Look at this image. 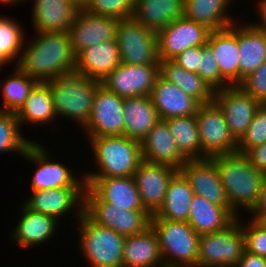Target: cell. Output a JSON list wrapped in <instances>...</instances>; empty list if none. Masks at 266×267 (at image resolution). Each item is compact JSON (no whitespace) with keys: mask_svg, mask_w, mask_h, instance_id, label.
<instances>
[{"mask_svg":"<svg viewBox=\"0 0 266 267\" xmlns=\"http://www.w3.org/2000/svg\"><path fill=\"white\" fill-rule=\"evenodd\" d=\"M123 103L124 98L100 84L94 95L90 119L83 127L87 138L124 135Z\"/></svg>","mask_w":266,"mask_h":267,"instance_id":"7c38bea8","label":"cell"},{"mask_svg":"<svg viewBox=\"0 0 266 267\" xmlns=\"http://www.w3.org/2000/svg\"><path fill=\"white\" fill-rule=\"evenodd\" d=\"M159 75L179 86L200 104L213 102L214 91L211 87L197 73L187 71L173 60L159 62Z\"/></svg>","mask_w":266,"mask_h":267,"instance_id":"d6a6232c","label":"cell"},{"mask_svg":"<svg viewBox=\"0 0 266 267\" xmlns=\"http://www.w3.org/2000/svg\"><path fill=\"white\" fill-rule=\"evenodd\" d=\"M135 0H87L85 8L88 12L118 20L133 16Z\"/></svg>","mask_w":266,"mask_h":267,"instance_id":"ab89813d","label":"cell"},{"mask_svg":"<svg viewBox=\"0 0 266 267\" xmlns=\"http://www.w3.org/2000/svg\"><path fill=\"white\" fill-rule=\"evenodd\" d=\"M72 1L75 5H77L80 9L85 8V5L87 3V0H70Z\"/></svg>","mask_w":266,"mask_h":267,"instance_id":"816d5d0a","label":"cell"},{"mask_svg":"<svg viewBox=\"0 0 266 267\" xmlns=\"http://www.w3.org/2000/svg\"><path fill=\"white\" fill-rule=\"evenodd\" d=\"M197 74L211 87L213 91L231 86L221 75L212 49L202 45V55Z\"/></svg>","mask_w":266,"mask_h":267,"instance_id":"b9f144b4","label":"cell"},{"mask_svg":"<svg viewBox=\"0 0 266 267\" xmlns=\"http://www.w3.org/2000/svg\"><path fill=\"white\" fill-rule=\"evenodd\" d=\"M16 113L0 111V154L17 152L22 156L33 142L21 134Z\"/></svg>","mask_w":266,"mask_h":267,"instance_id":"f35d334b","label":"cell"},{"mask_svg":"<svg viewBox=\"0 0 266 267\" xmlns=\"http://www.w3.org/2000/svg\"><path fill=\"white\" fill-rule=\"evenodd\" d=\"M184 0H135L133 18L156 33L183 17Z\"/></svg>","mask_w":266,"mask_h":267,"instance_id":"4dcf8cb0","label":"cell"},{"mask_svg":"<svg viewBox=\"0 0 266 267\" xmlns=\"http://www.w3.org/2000/svg\"><path fill=\"white\" fill-rule=\"evenodd\" d=\"M207 45L212 49L220 75L231 85L239 84L238 24L211 30Z\"/></svg>","mask_w":266,"mask_h":267,"instance_id":"44dd1931","label":"cell"},{"mask_svg":"<svg viewBox=\"0 0 266 267\" xmlns=\"http://www.w3.org/2000/svg\"><path fill=\"white\" fill-rule=\"evenodd\" d=\"M257 11H258V14L261 16L259 17L261 22H251L250 24L252 26H254L255 28H258L262 31H265L266 32V0H258V3H257Z\"/></svg>","mask_w":266,"mask_h":267,"instance_id":"681fc988","label":"cell"},{"mask_svg":"<svg viewBox=\"0 0 266 267\" xmlns=\"http://www.w3.org/2000/svg\"><path fill=\"white\" fill-rule=\"evenodd\" d=\"M266 142V107L262 104L256 111L246 133L238 142L237 152L246 154L251 148Z\"/></svg>","mask_w":266,"mask_h":267,"instance_id":"60d3db41","label":"cell"},{"mask_svg":"<svg viewBox=\"0 0 266 267\" xmlns=\"http://www.w3.org/2000/svg\"><path fill=\"white\" fill-rule=\"evenodd\" d=\"M232 0H184L183 16L206 25L210 30L230 27L236 22L226 12Z\"/></svg>","mask_w":266,"mask_h":267,"instance_id":"836d02e7","label":"cell"},{"mask_svg":"<svg viewBox=\"0 0 266 267\" xmlns=\"http://www.w3.org/2000/svg\"><path fill=\"white\" fill-rule=\"evenodd\" d=\"M121 63L159 64L157 34L133 17L119 20L116 27Z\"/></svg>","mask_w":266,"mask_h":267,"instance_id":"9c48e42d","label":"cell"},{"mask_svg":"<svg viewBox=\"0 0 266 267\" xmlns=\"http://www.w3.org/2000/svg\"><path fill=\"white\" fill-rule=\"evenodd\" d=\"M118 21L80 9L68 31L74 55L93 45L116 39Z\"/></svg>","mask_w":266,"mask_h":267,"instance_id":"e0dca14e","label":"cell"},{"mask_svg":"<svg viewBox=\"0 0 266 267\" xmlns=\"http://www.w3.org/2000/svg\"><path fill=\"white\" fill-rule=\"evenodd\" d=\"M239 83L266 61V32L250 23L238 25Z\"/></svg>","mask_w":266,"mask_h":267,"instance_id":"f1b7e54d","label":"cell"},{"mask_svg":"<svg viewBox=\"0 0 266 267\" xmlns=\"http://www.w3.org/2000/svg\"><path fill=\"white\" fill-rule=\"evenodd\" d=\"M250 213H266V173L263 174L258 200Z\"/></svg>","mask_w":266,"mask_h":267,"instance_id":"c3c4849f","label":"cell"},{"mask_svg":"<svg viewBox=\"0 0 266 267\" xmlns=\"http://www.w3.org/2000/svg\"><path fill=\"white\" fill-rule=\"evenodd\" d=\"M239 216L232 207H222L194 195L188 223L198 235H203L223 230Z\"/></svg>","mask_w":266,"mask_h":267,"instance_id":"4316f807","label":"cell"},{"mask_svg":"<svg viewBox=\"0 0 266 267\" xmlns=\"http://www.w3.org/2000/svg\"><path fill=\"white\" fill-rule=\"evenodd\" d=\"M123 266L164 267L158 236L152 226L142 233L126 236Z\"/></svg>","mask_w":266,"mask_h":267,"instance_id":"83f0119b","label":"cell"},{"mask_svg":"<svg viewBox=\"0 0 266 267\" xmlns=\"http://www.w3.org/2000/svg\"><path fill=\"white\" fill-rule=\"evenodd\" d=\"M245 251V236L237 217L223 230L200 235L197 267H235Z\"/></svg>","mask_w":266,"mask_h":267,"instance_id":"52a82bcc","label":"cell"},{"mask_svg":"<svg viewBox=\"0 0 266 267\" xmlns=\"http://www.w3.org/2000/svg\"><path fill=\"white\" fill-rule=\"evenodd\" d=\"M86 186L103 202L123 210H145L133 176L84 177Z\"/></svg>","mask_w":266,"mask_h":267,"instance_id":"ffe728a7","label":"cell"},{"mask_svg":"<svg viewBox=\"0 0 266 267\" xmlns=\"http://www.w3.org/2000/svg\"><path fill=\"white\" fill-rule=\"evenodd\" d=\"M98 171L83 174L84 177L134 176L142 159L141 143L125 135L88 138Z\"/></svg>","mask_w":266,"mask_h":267,"instance_id":"277c9868","label":"cell"},{"mask_svg":"<svg viewBox=\"0 0 266 267\" xmlns=\"http://www.w3.org/2000/svg\"><path fill=\"white\" fill-rule=\"evenodd\" d=\"M179 152L187 159H201V144L195 115L165 119Z\"/></svg>","mask_w":266,"mask_h":267,"instance_id":"d590c367","label":"cell"},{"mask_svg":"<svg viewBox=\"0 0 266 267\" xmlns=\"http://www.w3.org/2000/svg\"><path fill=\"white\" fill-rule=\"evenodd\" d=\"M235 267H266V258L245 251Z\"/></svg>","mask_w":266,"mask_h":267,"instance_id":"7dc6e473","label":"cell"},{"mask_svg":"<svg viewBox=\"0 0 266 267\" xmlns=\"http://www.w3.org/2000/svg\"><path fill=\"white\" fill-rule=\"evenodd\" d=\"M262 105L266 107V100L262 103Z\"/></svg>","mask_w":266,"mask_h":267,"instance_id":"11a10c76","label":"cell"},{"mask_svg":"<svg viewBox=\"0 0 266 267\" xmlns=\"http://www.w3.org/2000/svg\"><path fill=\"white\" fill-rule=\"evenodd\" d=\"M194 195L189 181L178 171L170 180L164 202L154 216L170 221L188 222Z\"/></svg>","mask_w":266,"mask_h":267,"instance_id":"1f68e13d","label":"cell"},{"mask_svg":"<svg viewBox=\"0 0 266 267\" xmlns=\"http://www.w3.org/2000/svg\"><path fill=\"white\" fill-rule=\"evenodd\" d=\"M16 116L20 127L23 124L48 125V123L56 121L52 93L45 82H39L33 88Z\"/></svg>","mask_w":266,"mask_h":267,"instance_id":"e575fe53","label":"cell"},{"mask_svg":"<svg viewBox=\"0 0 266 267\" xmlns=\"http://www.w3.org/2000/svg\"><path fill=\"white\" fill-rule=\"evenodd\" d=\"M36 32H68L80 8L70 0H33Z\"/></svg>","mask_w":266,"mask_h":267,"instance_id":"cb8c5ba5","label":"cell"},{"mask_svg":"<svg viewBox=\"0 0 266 267\" xmlns=\"http://www.w3.org/2000/svg\"><path fill=\"white\" fill-rule=\"evenodd\" d=\"M189 181L195 195L222 207H231L211 158L187 160L179 170Z\"/></svg>","mask_w":266,"mask_h":267,"instance_id":"d6986e66","label":"cell"},{"mask_svg":"<svg viewBox=\"0 0 266 267\" xmlns=\"http://www.w3.org/2000/svg\"><path fill=\"white\" fill-rule=\"evenodd\" d=\"M176 168L142 160L134 172V179L144 209L154 215L164 202L168 184L178 172Z\"/></svg>","mask_w":266,"mask_h":267,"instance_id":"ac0fdd59","label":"cell"},{"mask_svg":"<svg viewBox=\"0 0 266 267\" xmlns=\"http://www.w3.org/2000/svg\"><path fill=\"white\" fill-rule=\"evenodd\" d=\"M24 46L17 67L38 82H47L60 72L75 67L68 32H35Z\"/></svg>","mask_w":266,"mask_h":267,"instance_id":"6da1fadb","label":"cell"},{"mask_svg":"<svg viewBox=\"0 0 266 267\" xmlns=\"http://www.w3.org/2000/svg\"><path fill=\"white\" fill-rule=\"evenodd\" d=\"M201 55L202 46H195L186 49L172 60L187 71L197 73Z\"/></svg>","mask_w":266,"mask_h":267,"instance_id":"f6af8a7d","label":"cell"},{"mask_svg":"<svg viewBox=\"0 0 266 267\" xmlns=\"http://www.w3.org/2000/svg\"><path fill=\"white\" fill-rule=\"evenodd\" d=\"M17 2H20V1L19 0H0V3L5 4V5H8V4L12 5L13 3L18 4Z\"/></svg>","mask_w":266,"mask_h":267,"instance_id":"f5cc1de1","label":"cell"},{"mask_svg":"<svg viewBox=\"0 0 266 267\" xmlns=\"http://www.w3.org/2000/svg\"><path fill=\"white\" fill-rule=\"evenodd\" d=\"M79 249L90 267H123L126 236L92 222L84 213L77 221Z\"/></svg>","mask_w":266,"mask_h":267,"instance_id":"8992f818","label":"cell"},{"mask_svg":"<svg viewBox=\"0 0 266 267\" xmlns=\"http://www.w3.org/2000/svg\"><path fill=\"white\" fill-rule=\"evenodd\" d=\"M85 188L63 187L32 191L24 204L32 211L52 216L58 221L73 211L78 220L83 214Z\"/></svg>","mask_w":266,"mask_h":267,"instance_id":"2e32d148","label":"cell"},{"mask_svg":"<svg viewBox=\"0 0 266 267\" xmlns=\"http://www.w3.org/2000/svg\"><path fill=\"white\" fill-rule=\"evenodd\" d=\"M140 143L142 159L147 162L169 165L180 170L187 161L179 152L165 120L160 119Z\"/></svg>","mask_w":266,"mask_h":267,"instance_id":"7402d4cb","label":"cell"},{"mask_svg":"<svg viewBox=\"0 0 266 267\" xmlns=\"http://www.w3.org/2000/svg\"><path fill=\"white\" fill-rule=\"evenodd\" d=\"M159 77V64L129 65L120 63L103 80V85L122 98L150 96Z\"/></svg>","mask_w":266,"mask_h":267,"instance_id":"5bb4252c","label":"cell"},{"mask_svg":"<svg viewBox=\"0 0 266 267\" xmlns=\"http://www.w3.org/2000/svg\"><path fill=\"white\" fill-rule=\"evenodd\" d=\"M121 63L117 40L93 45L75 56V67L84 76L101 82Z\"/></svg>","mask_w":266,"mask_h":267,"instance_id":"484cf974","label":"cell"},{"mask_svg":"<svg viewBox=\"0 0 266 267\" xmlns=\"http://www.w3.org/2000/svg\"><path fill=\"white\" fill-rule=\"evenodd\" d=\"M164 267H197L199 237L188 222L170 221L151 215Z\"/></svg>","mask_w":266,"mask_h":267,"instance_id":"5b68a950","label":"cell"},{"mask_svg":"<svg viewBox=\"0 0 266 267\" xmlns=\"http://www.w3.org/2000/svg\"><path fill=\"white\" fill-rule=\"evenodd\" d=\"M83 213L95 224L131 236L151 226V215L146 210H123L101 201L87 186L84 191Z\"/></svg>","mask_w":266,"mask_h":267,"instance_id":"ba28073f","label":"cell"},{"mask_svg":"<svg viewBox=\"0 0 266 267\" xmlns=\"http://www.w3.org/2000/svg\"><path fill=\"white\" fill-rule=\"evenodd\" d=\"M237 86L254 99L263 103L266 100V61L248 76H246Z\"/></svg>","mask_w":266,"mask_h":267,"instance_id":"ee69618b","label":"cell"},{"mask_svg":"<svg viewBox=\"0 0 266 267\" xmlns=\"http://www.w3.org/2000/svg\"><path fill=\"white\" fill-rule=\"evenodd\" d=\"M123 267H153V266H123Z\"/></svg>","mask_w":266,"mask_h":267,"instance_id":"db71d44e","label":"cell"},{"mask_svg":"<svg viewBox=\"0 0 266 267\" xmlns=\"http://www.w3.org/2000/svg\"><path fill=\"white\" fill-rule=\"evenodd\" d=\"M150 98L162 120L195 115L201 105L179 86L163 79L160 75L152 87Z\"/></svg>","mask_w":266,"mask_h":267,"instance_id":"603a6c76","label":"cell"},{"mask_svg":"<svg viewBox=\"0 0 266 267\" xmlns=\"http://www.w3.org/2000/svg\"><path fill=\"white\" fill-rule=\"evenodd\" d=\"M15 21L0 16V69L11 61L15 62V59L18 58L17 65L21 57V50L24 48L25 34L22 26Z\"/></svg>","mask_w":266,"mask_h":267,"instance_id":"74e56055","label":"cell"},{"mask_svg":"<svg viewBox=\"0 0 266 267\" xmlns=\"http://www.w3.org/2000/svg\"><path fill=\"white\" fill-rule=\"evenodd\" d=\"M14 71L2 85L4 102L0 105V111L17 113L25 104L33 88L39 83L28 74L22 72L14 65ZM4 107V108H3Z\"/></svg>","mask_w":266,"mask_h":267,"instance_id":"8d00e7d4","label":"cell"},{"mask_svg":"<svg viewBox=\"0 0 266 267\" xmlns=\"http://www.w3.org/2000/svg\"><path fill=\"white\" fill-rule=\"evenodd\" d=\"M21 208L20 220L10 237L13 242L19 247L29 248L45 243L53 237L59 225L56 218L32 211L23 202Z\"/></svg>","mask_w":266,"mask_h":267,"instance_id":"d4e9b609","label":"cell"},{"mask_svg":"<svg viewBox=\"0 0 266 267\" xmlns=\"http://www.w3.org/2000/svg\"><path fill=\"white\" fill-rule=\"evenodd\" d=\"M210 158L217 166L231 207L237 213L241 208L249 212L260 195L263 173L251 164L245 154L238 152Z\"/></svg>","mask_w":266,"mask_h":267,"instance_id":"3957f363","label":"cell"},{"mask_svg":"<svg viewBox=\"0 0 266 267\" xmlns=\"http://www.w3.org/2000/svg\"><path fill=\"white\" fill-rule=\"evenodd\" d=\"M241 219L239 218V222L245 236L246 251L266 258V229L253 218L246 225L242 224L244 222Z\"/></svg>","mask_w":266,"mask_h":267,"instance_id":"7bdbcfd3","label":"cell"},{"mask_svg":"<svg viewBox=\"0 0 266 267\" xmlns=\"http://www.w3.org/2000/svg\"><path fill=\"white\" fill-rule=\"evenodd\" d=\"M245 155L258 171L266 173V142L251 148Z\"/></svg>","mask_w":266,"mask_h":267,"instance_id":"bcb514c9","label":"cell"},{"mask_svg":"<svg viewBox=\"0 0 266 267\" xmlns=\"http://www.w3.org/2000/svg\"><path fill=\"white\" fill-rule=\"evenodd\" d=\"M195 116L201 159L237 152L238 142L231 135L225 115L214 101L201 104Z\"/></svg>","mask_w":266,"mask_h":267,"instance_id":"30bf717a","label":"cell"},{"mask_svg":"<svg viewBox=\"0 0 266 267\" xmlns=\"http://www.w3.org/2000/svg\"><path fill=\"white\" fill-rule=\"evenodd\" d=\"M214 267H232V266H214Z\"/></svg>","mask_w":266,"mask_h":267,"instance_id":"9f6ffc18","label":"cell"},{"mask_svg":"<svg viewBox=\"0 0 266 267\" xmlns=\"http://www.w3.org/2000/svg\"><path fill=\"white\" fill-rule=\"evenodd\" d=\"M45 83L51 90L56 116L76 121L83 128L90 119L94 95L101 82L73 67Z\"/></svg>","mask_w":266,"mask_h":267,"instance_id":"7a4b0ae2","label":"cell"},{"mask_svg":"<svg viewBox=\"0 0 266 267\" xmlns=\"http://www.w3.org/2000/svg\"><path fill=\"white\" fill-rule=\"evenodd\" d=\"M253 216L251 218L255 219L261 226L266 229V213H250Z\"/></svg>","mask_w":266,"mask_h":267,"instance_id":"f907efd6","label":"cell"},{"mask_svg":"<svg viewBox=\"0 0 266 267\" xmlns=\"http://www.w3.org/2000/svg\"><path fill=\"white\" fill-rule=\"evenodd\" d=\"M211 30L184 16L174 20L157 34L159 60H172L190 47L207 44Z\"/></svg>","mask_w":266,"mask_h":267,"instance_id":"4fadbf2b","label":"cell"},{"mask_svg":"<svg viewBox=\"0 0 266 267\" xmlns=\"http://www.w3.org/2000/svg\"><path fill=\"white\" fill-rule=\"evenodd\" d=\"M124 135L142 141L160 120L150 96L124 98Z\"/></svg>","mask_w":266,"mask_h":267,"instance_id":"f546056e","label":"cell"},{"mask_svg":"<svg viewBox=\"0 0 266 267\" xmlns=\"http://www.w3.org/2000/svg\"><path fill=\"white\" fill-rule=\"evenodd\" d=\"M213 101L225 115L231 135L237 142L246 133L257 109L262 104L237 85L214 91Z\"/></svg>","mask_w":266,"mask_h":267,"instance_id":"9a60e30c","label":"cell"},{"mask_svg":"<svg viewBox=\"0 0 266 267\" xmlns=\"http://www.w3.org/2000/svg\"><path fill=\"white\" fill-rule=\"evenodd\" d=\"M44 145L33 141L26 149L25 160L36 165L31 179V192L51 188L86 187L84 177H75L64 164L50 160Z\"/></svg>","mask_w":266,"mask_h":267,"instance_id":"8fae6325","label":"cell"}]
</instances>
